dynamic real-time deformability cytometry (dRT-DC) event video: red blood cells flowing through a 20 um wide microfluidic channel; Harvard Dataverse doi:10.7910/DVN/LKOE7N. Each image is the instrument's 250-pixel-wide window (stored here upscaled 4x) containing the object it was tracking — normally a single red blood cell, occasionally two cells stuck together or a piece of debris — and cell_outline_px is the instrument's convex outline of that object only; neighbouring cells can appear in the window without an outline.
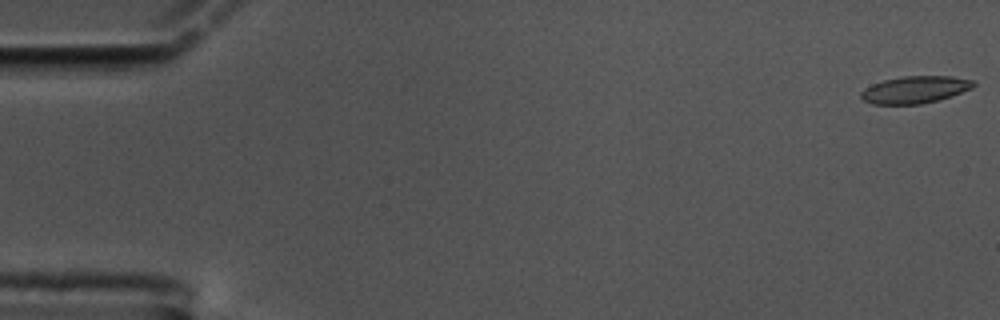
{"species": "common noctule bat (a hibernating species)", "species_latin": "Nyctalus noctula", "temperature_condition": "cold", "stored_images_in_passage": 59, "camera_frame_rate_fps": 3000, "um_per_image_px": 0.085, "animal": {"sex": "male", "body_mass_g": 17.5, "forearm_length_mm": 52.3}, "frame": {"image": 1, "passage_image": 1, "time_ms": 0.0, "image_size_px": [1000, 320], "cell_outline_px": [[976, 84], [972, 88], [936, 100], [920, 104], [872, 104], [864, 100], [860, 96], [860, 92], [864, 88], [872, 84], [884, 80], [904, 76], [952, 76], [976, 80]], "centroid_in_image_um": [77.76, 7.61], "position_along_channel_um": 7.2, "area_um2": 17.69}}
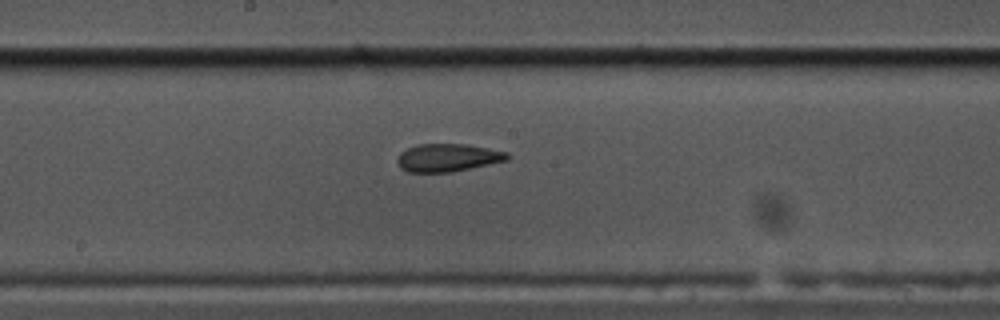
{"frame": {"image": 2, "passage_image": 31, "time_ms": 10.0, "image_size_px": [1000, 320], "cell_outline_px": [[512, 156], [508, 160], [452, 172], [408, 172], [400, 168], [396, 164], [396, 160], [400, 152], [408, 148], [420, 144], [464, 144], [488, 148], [508, 152]], "centroid_in_image_um": [38.06, 13.4], "position_along_channel_um": 210.1, "area_um2": 17.98}}
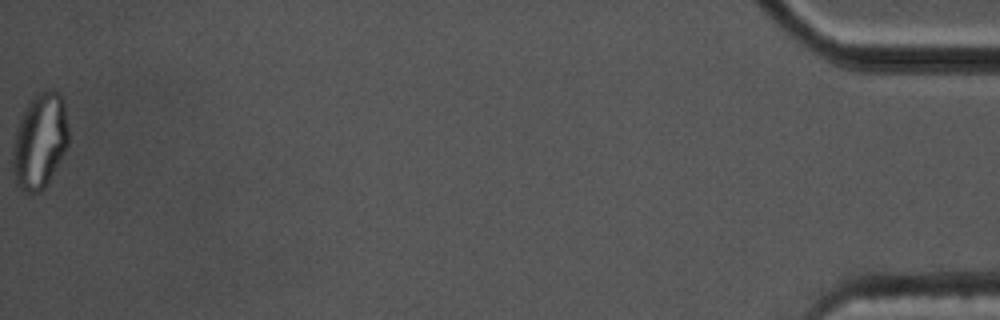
{"frame": {"image": 3, "passage_image": 59, "time_ms": 19.333, "image_size_px": [1000, 320], "cell_outline_px": [[68, 144], [64, 152], [44, 188], [40, 192], [32, 196], [24, 192], [16, 184], [12, 172], [12, 152], [16, 128], [20, 116], [28, 100], [36, 92], [44, 88], [52, 88], [60, 92], [64, 100], [68, 128]], "centroid_in_image_um": [3.36, 11.93], "position_along_channel_um": 431.8, "area_um2": 31.85}, "authors_computed_cell_mechanics": {"area_um2": 18.2648, "velocity_mm_per_s": 3.4408, "shape_relaxation_time_tau1_ms": null, "shape_relaxation_time_tau2_ms": 2.1155, "deformation_change_tau1": null, "deformation_change_tau2": 0.0976}}